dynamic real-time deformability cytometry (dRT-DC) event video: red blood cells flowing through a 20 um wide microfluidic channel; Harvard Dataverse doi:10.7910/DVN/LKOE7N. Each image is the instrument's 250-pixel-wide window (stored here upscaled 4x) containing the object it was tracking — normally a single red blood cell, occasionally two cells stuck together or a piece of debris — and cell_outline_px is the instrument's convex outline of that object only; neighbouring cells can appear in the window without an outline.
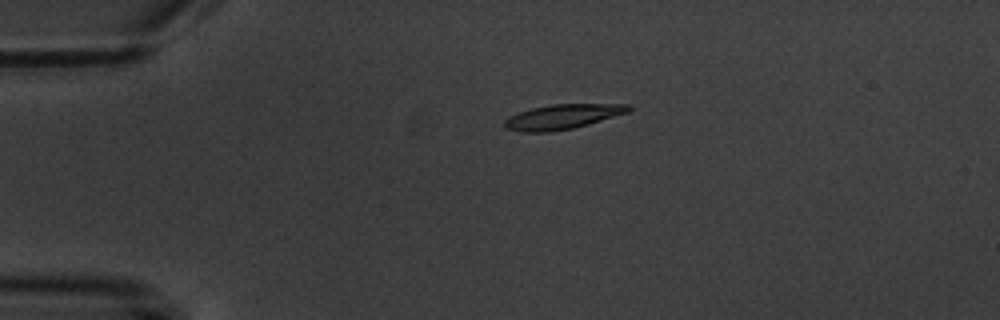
{"species": "common noctule bat (a hibernating species)", "species_latin": "Nyctalus noctula", "temperature_condition": "warm", "stored_images_in_passage": 4, "camera_frame_rate_fps": 3000, "um_per_image_px": 0.085, "animal": {"sex": "male", "body_mass_g": 20.1, "forearm_length_mm": 53.5}, "frame": {"image": 1, "passage_image": 3, "time_ms": 2.333, "image_size_px": [1000, 320], "cell_outline_px": [[632, 108], [628, 112], [588, 124], [572, 128], [548, 132], [520, 132], [504, 128], [504, 120], [508, 116], [532, 108], [552, 104], [632, 104]], "centroid_in_image_um": [47.79, 9.92], "position_along_channel_um": 37.2, "area_um2": 17.86}}